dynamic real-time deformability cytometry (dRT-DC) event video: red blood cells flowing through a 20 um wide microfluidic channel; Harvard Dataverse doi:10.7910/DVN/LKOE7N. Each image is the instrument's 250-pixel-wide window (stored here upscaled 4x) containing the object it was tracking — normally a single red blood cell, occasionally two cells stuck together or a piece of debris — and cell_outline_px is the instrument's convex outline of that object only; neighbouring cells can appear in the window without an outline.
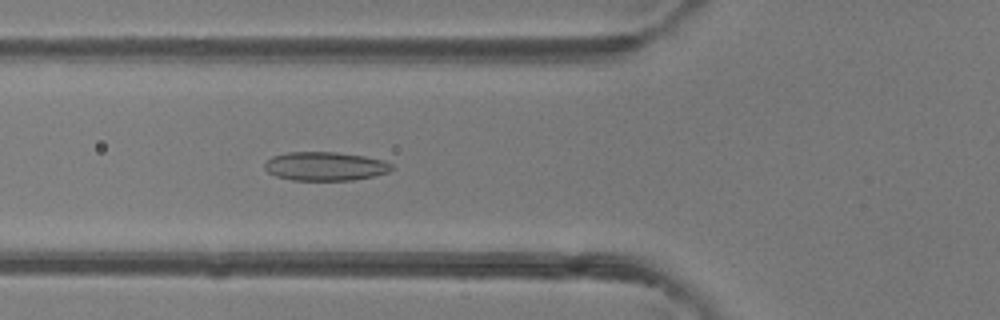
{"species": "common noctule bat (a hibernating species)", "species_latin": "Nyctalus noctula", "temperature_condition": "room temperature", "stored_images_in_passage": 48, "camera_frame_rate_fps": 3000, "um_per_image_px": 0.085, "animal": {"sex": "female"}, "frame": {"image": 1, "passage_image": 18, "time_ms": 5.667, "image_size_px": [1000, 320], "cell_outline_px": [[392, 168], [388, 172], [372, 176], [352, 180], [292, 180], [276, 176], [268, 172], [264, 168], [264, 164], [272, 156], [288, 152], [336, 152], [364, 156], [384, 160], [392, 164]], "centroid_in_image_um": [27.62, 14.13], "position_along_channel_um": 98.2, "area_um2": 21.21}}
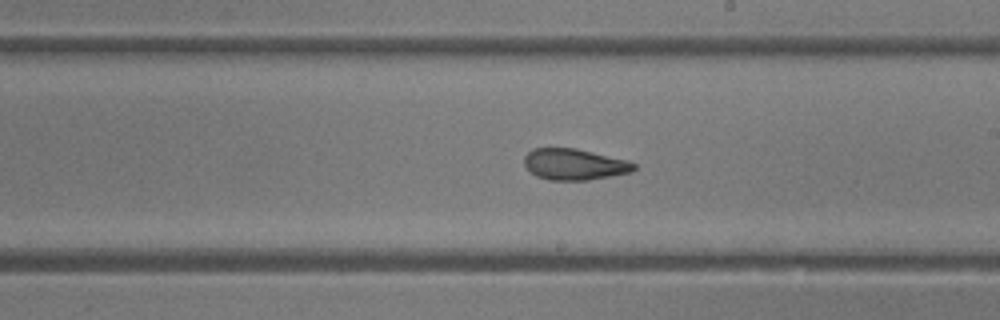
{"frame": {"image": 2, "passage_image": 28, "time_ms": 9.0, "image_size_px": [1000, 320], "cell_outline_px": [[636, 168], [632, 172], [588, 180], [548, 180], [536, 176], [524, 164], [524, 156], [532, 148], [576, 148], [628, 160], [636, 164]], "centroid_in_image_um": [48.83, 13.96], "position_along_channel_um": 240.2, "area_um2": 20.0}}
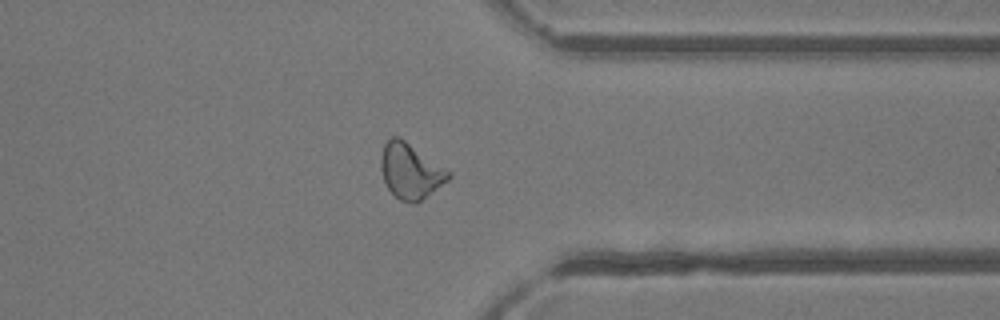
{"frame": {"image": 3, "passage_image": 38, "time_ms": 12.333, "image_size_px": [1000, 320], "cell_outline_px": [[452, 176], [448, 180], [416, 204], [412, 204], [400, 200], [388, 188], [384, 180], [380, 168], [380, 156], [384, 144], [392, 136], [400, 136], [452, 172]], "centroid_in_image_um": [34.89, 14.52], "position_along_channel_um": 376.5, "area_um2": 21.96}, "authors_computed_cell_mechanics": {"area_um2": 21.9929, "velocity_mm_per_s": 4.2539, "shape_relaxation_time_tau1_ms": 4.543, "shape_relaxation_time_tau2_ms": 1.7466, "deformation_change_tau1": 0.1274, "deformation_change_tau2": 0.0776}}